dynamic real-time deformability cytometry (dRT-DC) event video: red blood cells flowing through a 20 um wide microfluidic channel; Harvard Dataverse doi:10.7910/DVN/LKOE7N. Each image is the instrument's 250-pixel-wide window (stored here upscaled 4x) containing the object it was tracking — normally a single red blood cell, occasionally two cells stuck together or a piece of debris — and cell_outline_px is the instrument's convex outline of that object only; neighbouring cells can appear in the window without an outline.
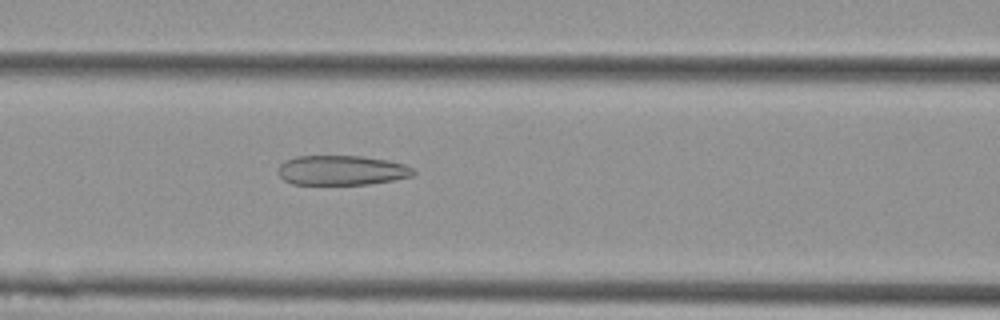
{"species": "Egyptian fruit bat (a non-hibernating species)", "species_latin": "Rousettus aegyptiacus", "temperature_condition": "cold", "stored_images_in_passage": 53, "camera_frame_rate_fps": 3000, "um_per_image_px": 0.085, "animal": {"sex": "female"}, "frame": {"image": 1, "passage_image": 22, "time_ms": 7.0, "image_size_px": [1000, 320], "cell_outline_px": [[416, 176], [368, 184], [292, 184], [284, 180], [280, 176], [276, 168], [284, 160], [296, 156], [360, 156], [388, 160], [404, 164], [412, 168], [416, 172]], "centroid_in_image_um": [29.03, 14.47], "position_along_channel_um": 137.6, "area_um2": 23.58}}
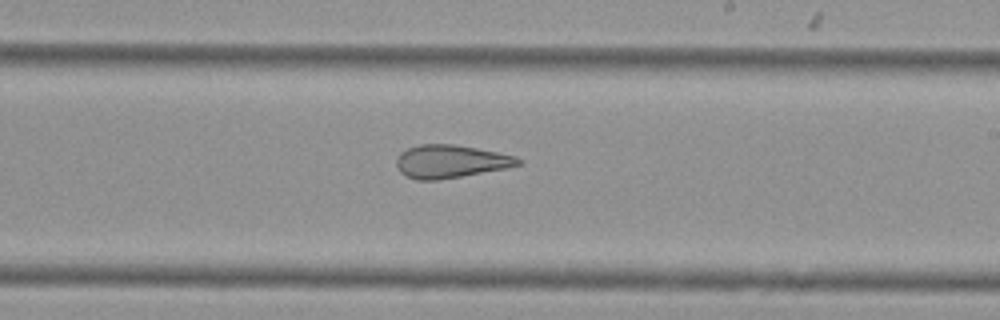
{"frame": {"image": 2, "passage_image": 31, "time_ms": 10.0, "image_size_px": [1000, 320], "cell_outline_px": [[524, 164], [504, 168], [460, 176], [436, 180], [416, 180], [400, 172], [396, 164], [396, 160], [400, 152], [408, 148], [420, 144], [452, 144], [476, 148], [516, 156], [524, 160]], "centroid_in_image_um": [38.3, 13.71], "position_along_channel_um": 250.7, "area_um2": 23.24}}
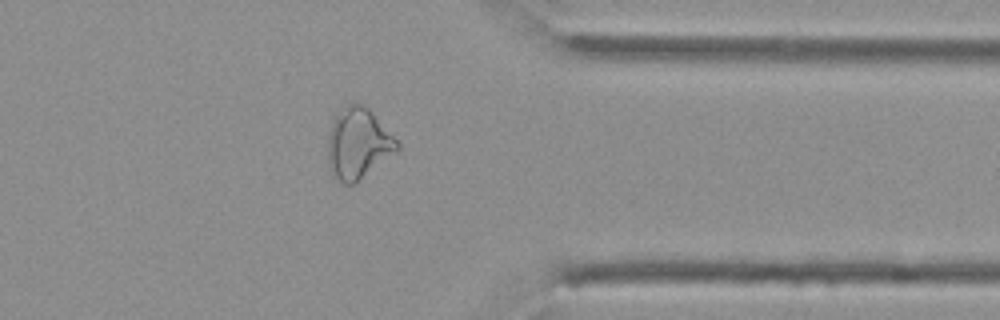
{"frame": {"image": 3, "passage_image": 42, "time_ms": 13.667, "image_size_px": [1000, 320], "cell_outline_px": [[400, 148], [396, 152], [352, 184], [344, 184], [332, 176], [328, 168], [328, 136], [332, 120], [344, 104], [364, 104], [372, 112], [400, 144]], "centroid_in_image_um": [30.4, 12.19], "position_along_channel_um": 381.0, "area_um2": 28.38}, "authors_computed_cell_mechanics": {"area_um2": 29.6514, "velocity_mm_per_s": 3.7897, "shape_relaxation_time_tau1_ms": null, "shape_relaxation_time_tau2_ms": 2.3222, "deformation_change_tau1": null, "deformation_change_tau2": 0.126}}